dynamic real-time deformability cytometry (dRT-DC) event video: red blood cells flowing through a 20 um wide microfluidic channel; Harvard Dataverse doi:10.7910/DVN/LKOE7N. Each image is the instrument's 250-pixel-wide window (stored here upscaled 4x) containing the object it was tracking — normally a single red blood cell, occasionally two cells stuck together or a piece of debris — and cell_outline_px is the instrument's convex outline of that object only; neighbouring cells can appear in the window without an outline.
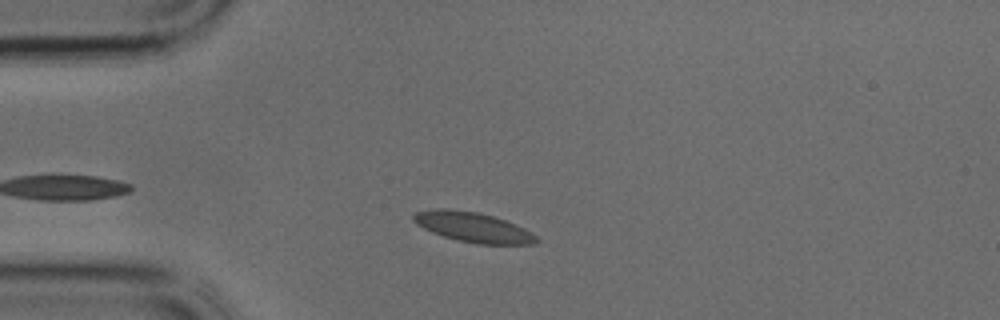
{"species": "common noctule bat (a hibernating species)", "species_latin": "Nyctalus noctula", "temperature_condition": "cold", "stored_images_in_passage": 33, "camera_frame_rate_fps": 3000, "um_per_image_px": 0.085, "animal": {"sex": "male", "body_mass_g": 17.9, "forearm_length_mm": 54.2}, "frame": {"image": 1, "passage_image": 6, "time_ms": 1.667, "image_size_px": [1000, 320], "cell_outline_px": [[540, 240], [536, 244], [476, 244], [456, 240], [432, 232], [416, 224], [412, 220], [412, 216], [416, 212], [436, 208], [448, 208], [480, 212], [516, 224], [532, 232]], "centroid_in_image_um": [40.21, 19.31], "position_along_channel_um": 44.8, "area_um2": 21.62}}
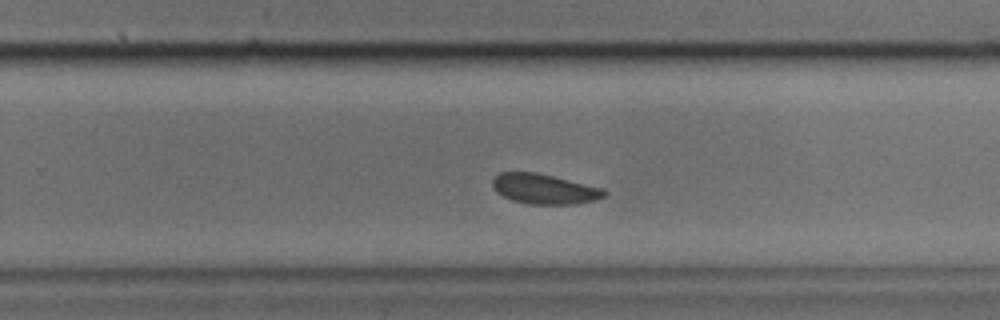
{"frame": {"image": 2, "passage_image": 21, "time_ms": 6.667, "image_size_px": [1000, 320], "cell_outline_px": [[608, 192], [604, 196], [596, 200], [576, 204], [528, 204], [512, 200], [496, 192], [492, 184], [492, 180], [500, 172], [536, 172], [604, 188]], "centroid_in_image_um": [46.28, 16.06], "position_along_channel_um": 283.5, "area_um2": 19.59}}
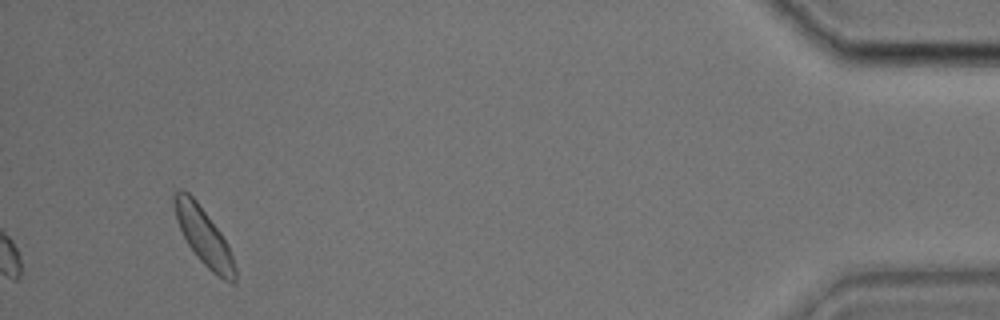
{"frame": {"image": 3, "passage_image": 33, "time_ms": 10.667, "image_size_px": [1000, 320], "cell_outline_px": [[236, 280], [224, 280], [212, 272], [196, 256], [188, 244], [176, 220], [172, 200], [172, 196], [180, 188], [184, 188], [196, 200], [220, 232], [228, 244], [236, 268]], "centroid_in_image_um": [17.29, 20.05], "position_along_channel_um": 417.9, "area_um2": 20.0}}